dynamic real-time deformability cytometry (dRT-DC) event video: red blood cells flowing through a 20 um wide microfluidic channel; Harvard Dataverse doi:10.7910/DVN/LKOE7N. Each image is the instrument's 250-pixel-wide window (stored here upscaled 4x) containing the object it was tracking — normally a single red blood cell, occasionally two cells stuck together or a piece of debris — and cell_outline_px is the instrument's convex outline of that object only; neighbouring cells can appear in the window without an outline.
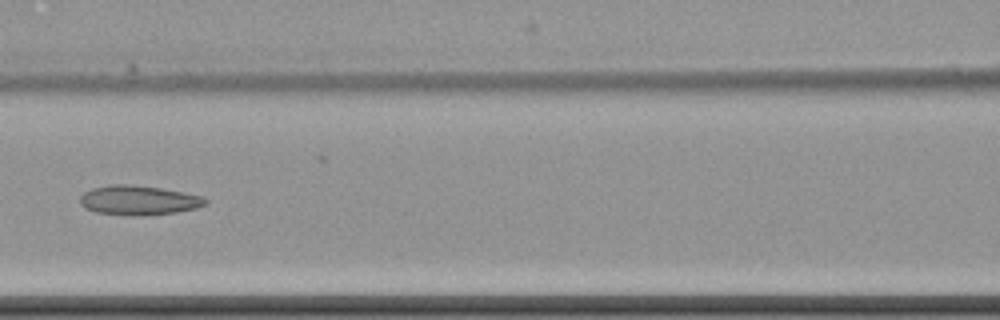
{"species": "common noctule bat (a hibernating species)", "species_latin": "Nyctalus noctula", "temperature_condition": "cold", "stored_images_in_passage": 14, "camera_frame_rate_fps": 3000, "um_per_image_px": 0.085, "animal": {"sex": "female", "body_mass_g": 22.7, "forearm_length_mm": 54.2}, "frame": {"image": 1, "passage_image": 8, "time_ms": 9.333, "image_size_px": [1000, 320], "cell_outline_px": [[208, 204], [196, 208], [176, 212], [140, 216], [132, 216], [96, 212], [84, 208], [80, 204], [80, 196], [84, 192], [92, 188], [112, 184], [132, 184], [160, 188], [184, 192], [204, 196], [208, 200]], "centroid_in_image_um": [11.79, 17.02], "position_along_channel_um": 154.8, "area_um2": 21.79}}
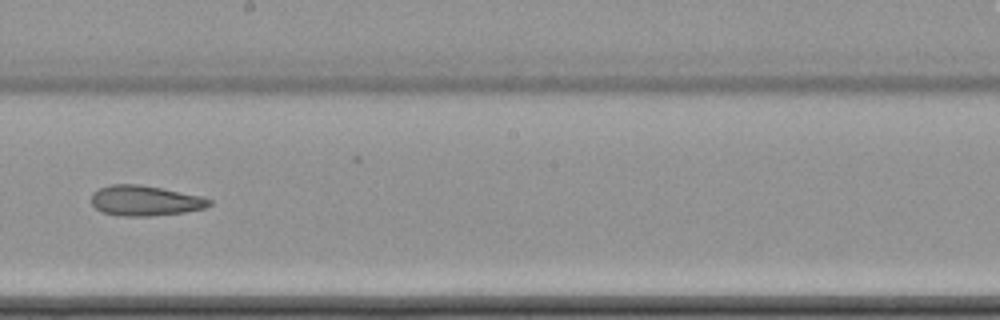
{"frame": {"image": 2, "passage_image": 10, "time_ms": 11.667, "image_size_px": [1000, 320], "cell_outline_px": [[212, 204], [204, 208], [184, 212], [152, 216], [120, 216], [100, 212], [92, 204], [92, 192], [100, 188], [112, 184], [140, 184], [200, 196], [212, 200]], "centroid_in_image_um": [12.3, 17.06], "position_along_channel_um": 235.9, "area_um2": 20.75}}
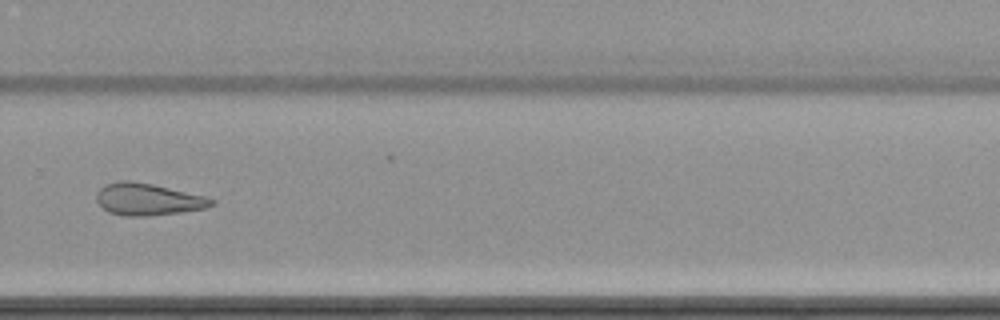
{"frame": {"image": 3, "passage_image": 12, "time_ms": 14.0, "image_size_px": [1000, 320], "cell_outline_px": [[216, 204], [208, 208], [180, 212], [144, 216], [124, 216], [108, 212], [96, 200], [96, 192], [104, 184], [120, 180], [132, 180], [152, 184], [204, 196], [216, 200]], "centroid_in_image_um": [12.57, 16.94], "position_along_channel_um": 317.2, "area_um2": 21.5}}